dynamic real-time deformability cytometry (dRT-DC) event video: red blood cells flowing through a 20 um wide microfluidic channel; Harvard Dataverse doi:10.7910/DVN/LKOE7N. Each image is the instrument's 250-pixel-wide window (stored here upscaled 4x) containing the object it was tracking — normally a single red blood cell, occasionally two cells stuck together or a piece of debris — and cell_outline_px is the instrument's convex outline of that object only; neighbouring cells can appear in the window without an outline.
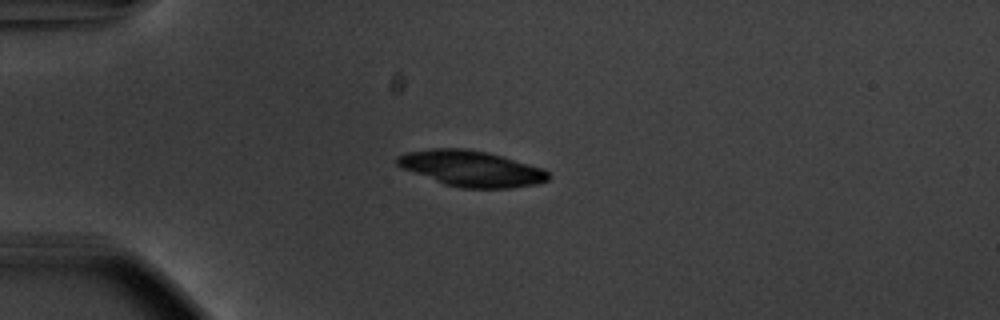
{"species": "common noctule bat (a hibernating species)", "species_latin": "Nyctalus noctula", "temperature_condition": "warm", "stored_images_in_passage": 41, "camera_frame_rate_fps": 3000, "um_per_image_px": 0.085, "animal": {"sex": "male", "body_mass_g": 20.1, "forearm_length_mm": 53.5}, "frame": {"image": 1, "passage_image": 1, "time_ms": 0.0, "image_size_px": [1000, 320], "cell_outline_px": [[552, 176], [548, 180], [536, 184], [508, 188], [460, 188], [444, 184], [404, 168], [396, 164], [396, 156], [408, 152], [432, 148], [464, 148], [488, 152], [544, 168]], "centroid_in_image_um": [40.1, 14.32], "position_along_channel_um": 44.9, "area_um2": 31.44}}
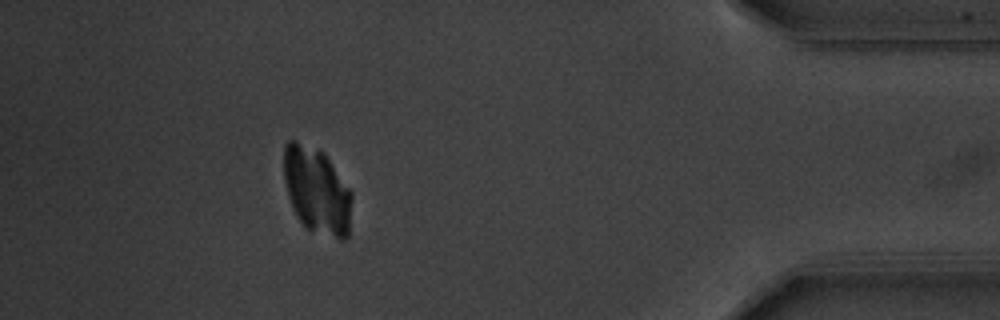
{"frame": {"image": 2, "passage_image": 36, "time_ms": 11.667, "image_size_px": [1000, 320], "cell_outline_px": [[352, 196], [348, 236], [344, 240], [340, 240], [308, 228], [296, 216], [292, 208], [288, 196], [284, 180], [284, 144], [288, 140], [296, 140], [324, 152], [352, 192]], "centroid_in_image_um": [26.92, 16.18], "position_along_channel_um": 408.3, "area_um2": 34.28}}